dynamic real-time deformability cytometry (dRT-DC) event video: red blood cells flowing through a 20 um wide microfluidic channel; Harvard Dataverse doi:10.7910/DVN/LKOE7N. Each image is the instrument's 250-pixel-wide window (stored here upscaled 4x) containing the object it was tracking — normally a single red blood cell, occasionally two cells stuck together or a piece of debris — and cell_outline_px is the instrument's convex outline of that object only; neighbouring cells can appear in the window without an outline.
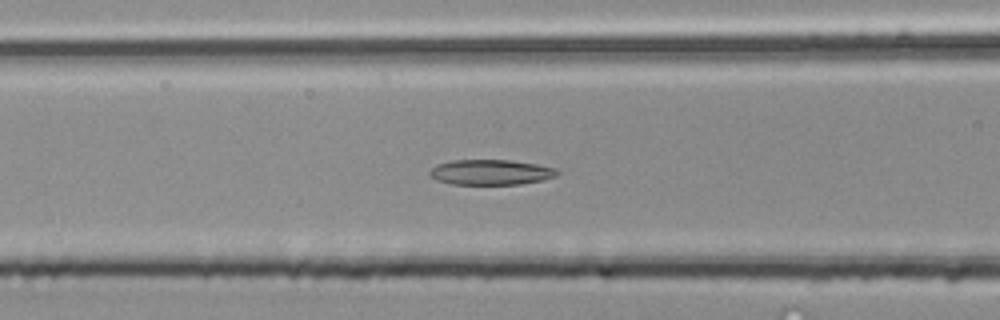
{"species": "common noctule bat (a hibernating species)", "species_latin": "Nyctalus noctula", "temperature_condition": "room temperature", "stored_images_in_passage": 42, "camera_frame_rate_fps": 3000, "um_per_image_px": 0.085, "animal": {"sex": "male", "body_mass_g": 20.4}, "frame": {"image": 1, "passage_image": 20, "time_ms": 6.333, "image_size_px": [1000, 320], "cell_outline_px": [[560, 172], [556, 176], [540, 180], [520, 184], [452, 184], [436, 180], [428, 176], [428, 172], [436, 164], [452, 160], [512, 160], [536, 164], [556, 168]], "centroid_in_image_um": [41.68, 14.63], "position_along_channel_um": 124.9, "area_um2": 18.84}}
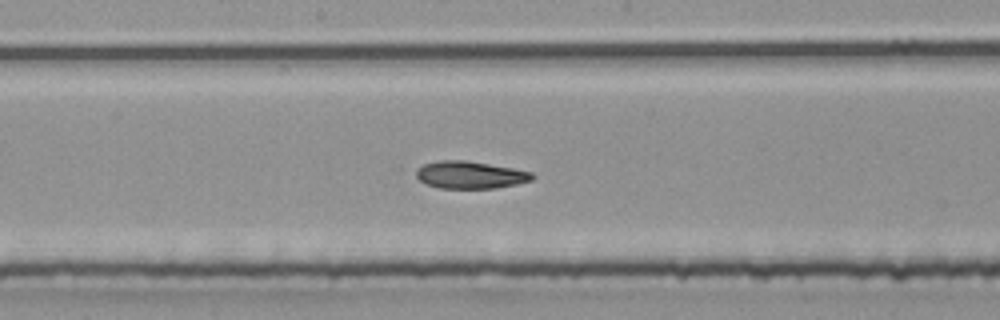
{"frame": {"image": 2, "passage_image": 26, "time_ms": 8.333, "image_size_px": [1000, 320], "cell_outline_px": [[536, 176], [532, 180], [516, 184], [496, 188], [440, 188], [424, 184], [416, 176], [416, 168], [424, 164], [440, 160], [464, 160], [512, 168], [532, 172]], "centroid_in_image_um": [39.95, 14.87], "position_along_channel_um": 208.3, "area_um2": 18.5}}
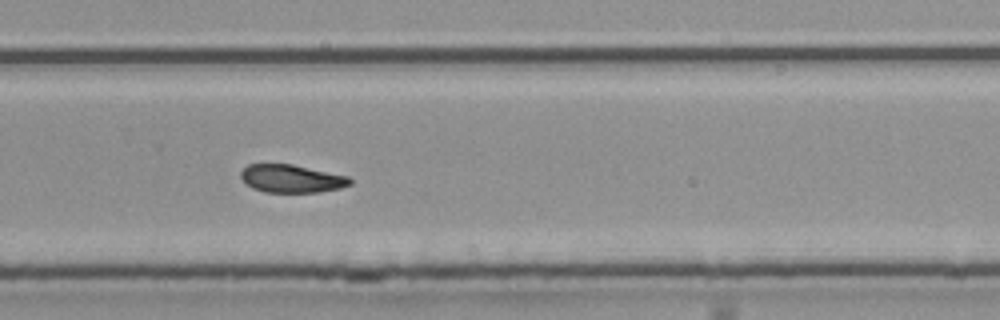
{"frame": {"image": 3, "passage_image": 33, "time_ms": 10.667, "image_size_px": [1000, 320], "cell_outline_px": [[352, 184], [340, 188], [316, 192], [264, 192], [252, 188], [240, 176], [240, 172], [248, 164], [292, 164], [348, 176], [352, 180]], "centroid_in_image_um": [24.79, 15.18], "position_along_channel_um": 305.0, "area_um2": 17.69}, "authors_computed_cell_mechanics": {"area_um2": 19.4497, "velocity_mm_per_s": 4.172, "shape_relaxation_time_tau1_ms": 7.292, "shape_relaxation_time_tau2_ms": 6.2667, "deformation_change_tau1": 0.1692, "deformation_change_tau2": 0.1325}}